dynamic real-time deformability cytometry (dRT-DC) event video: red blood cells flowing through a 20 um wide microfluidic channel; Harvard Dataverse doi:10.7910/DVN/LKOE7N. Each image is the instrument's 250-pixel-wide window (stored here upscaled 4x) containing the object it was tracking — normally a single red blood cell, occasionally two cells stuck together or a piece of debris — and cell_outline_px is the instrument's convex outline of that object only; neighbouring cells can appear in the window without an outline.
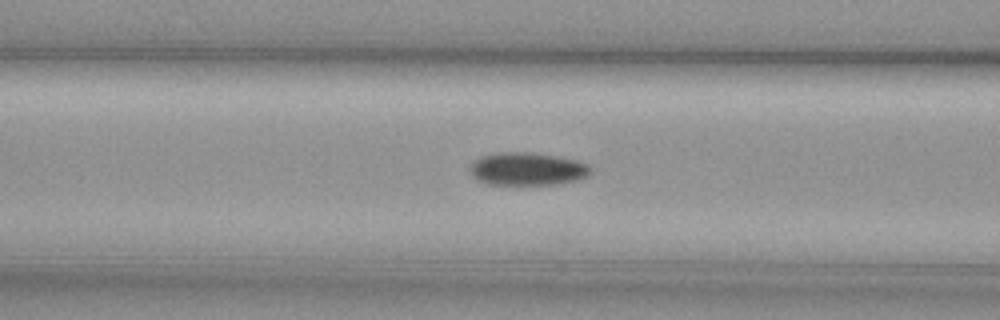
{"species": "common noctule bat (a hibernating species)", "species_latin": "Nyctalus noctula", "temperature_condition": "cold", "stored_images_in_passage": 39, "camera_frame_rate_fps": 3000, "um_per_image_px": 0.085, "animal": {"sex": "female", "body_mass_g": 29.2, "forearm_length_mm": 56.3}, "frame": {"image": 1, "passage_image": 6, "time_ms": 1.667, "image_size_px": [1000, 320], "cell_outline_px": [[592, 172], [588, 176], [576, 180], [556, 184], [488, 184], [476, 180], [472, 176], [472, 164], [480, 156], [508, 152], [524, 152], [556, 156], [580, 160], [588, 164], [592, 168]], "centroid_in_image_um": [44.89, 14.36], "position_along_channel_um": 121.7, "area_um2": 22.95}}
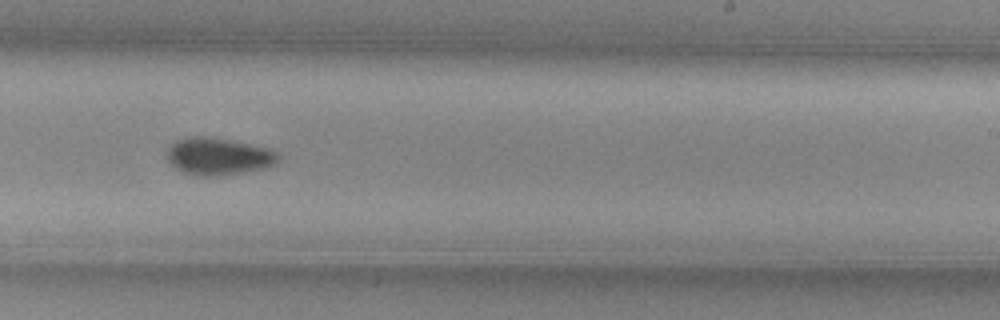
{"frame": {"image": 2, "passage_image": 18, "time_ms": 5.667, "image_size_px": [1000, 320], "cell_outline_px": [[280, 160], [276, 164], [264, 168], [244, 172], [220, 176], [200, 176], [184, 172], [168, 164], [168, 148], [176, 140], [192, 136], [204, 136], [232, 140], [268, 148], [280, 152]], "centroid_in_image_um": [18.6, 13.29], "position_along_channel_um": 270.4, "area_um2": 24.33}}
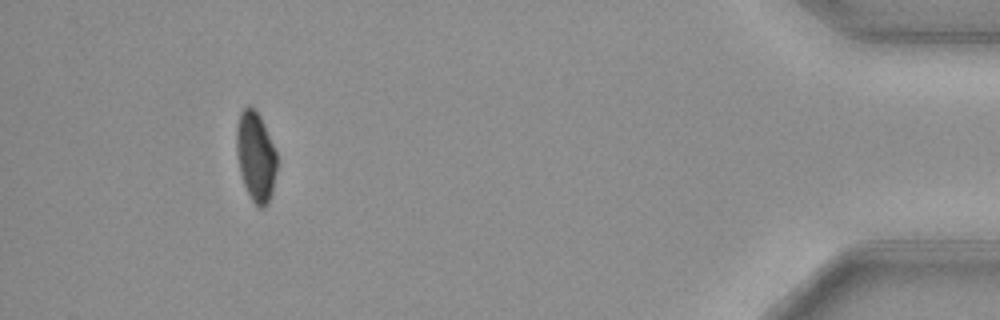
{"frame": {"image": 3, "passage_image": 35, "time_ms": 11.333, "image_size_px": [1000, 320], "cell_outline_px": [[276, 172], [272, 192], [268, 204], [264, 208], [260, 208], [252, 200], [244, 184], [240, 172], [236, 152], [236, 124], [240, 112], [248, 104], [256, 108], [260, 116], [276, 152]], "centroid_in_image_um": [21.72, 13.27], "position_along_channel_um": 413.5, "area_um2": 21.15}, "authors_computed_cell_mechanics": {"area_um2": 23.0622, "velocity_mm_per_s": 3.7282, "shape_relaxation_time_tau1_ms": 4.949, "shape_relaxation_time_tau2_ms": null, "deformation_change_tau1": 0.0977, "deformation_change_tau2": null}}